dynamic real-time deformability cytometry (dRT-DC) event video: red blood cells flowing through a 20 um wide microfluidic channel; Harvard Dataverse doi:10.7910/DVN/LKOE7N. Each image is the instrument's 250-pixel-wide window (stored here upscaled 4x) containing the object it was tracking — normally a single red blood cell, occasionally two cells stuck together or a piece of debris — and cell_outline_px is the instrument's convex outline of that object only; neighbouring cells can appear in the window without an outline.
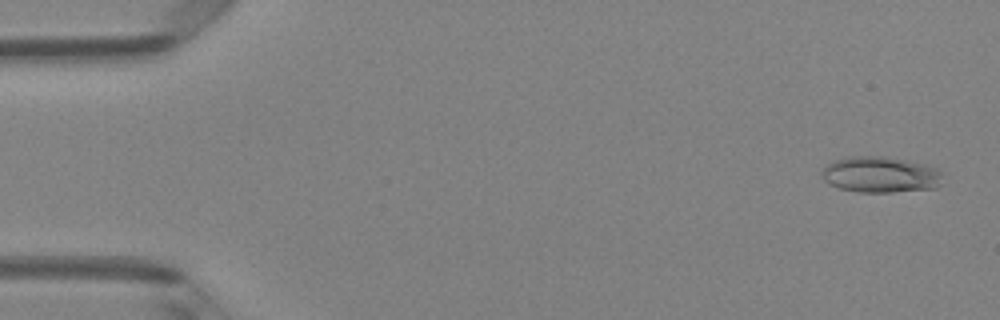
{"species": "Egyptian fruit bat (a non-hibernating species)", "species_latin": "Rousettus aegyptiacus", "temperature_condition": "room temperature", "stored_images_in_passage": 49, "camera_frame_rate_fps": 3000, "um_per_image_px": 0.085, "animal": {"sex": "female"}, "frame": {"image": 1, "passage_image": 2, "time_ms": 0.333, "image_size_px": [1000, 320], "cell_outline_px": [[944, 172], [940, 184], [936, 188], [892, 192], [860, 192], [840, 188], [828, 184], [820, 176], [820, 172], [828, 164], [836, 160], [848, 156], [888, 156], [924, 164], [936, 168]], "centroid_in_image_um": [74.84, 14.84], "position_along_channel_um": 10.2, "area_um2": 25.61}}
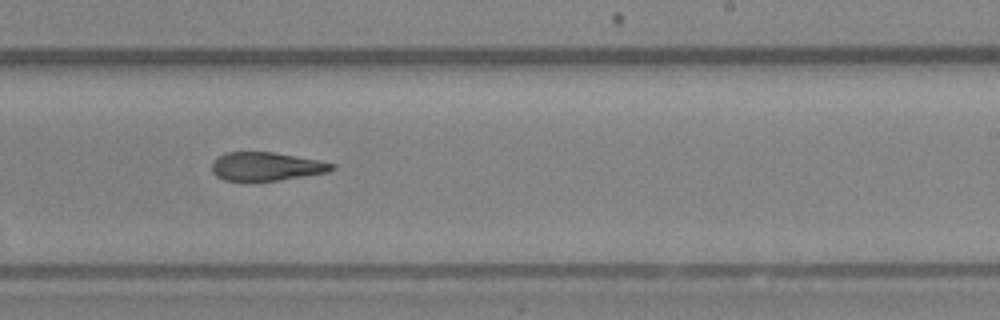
{"frame": {"image": 2, "passage_image": 30, "time_ms": 9.667, "image_size_px": [1000, 320], "cell_outline_px": [[336, 168], [328, 172], [256, 184], [244, 184], [224, 180], [216, 176], [212, 172], [212, 160], [224, 152], [272, 152], [296, 156], [336, 164]], "centroid_in_image_um": [22.55, 14.2], "position_along_channel_um": 266.5, "area_um2": 20.81}}
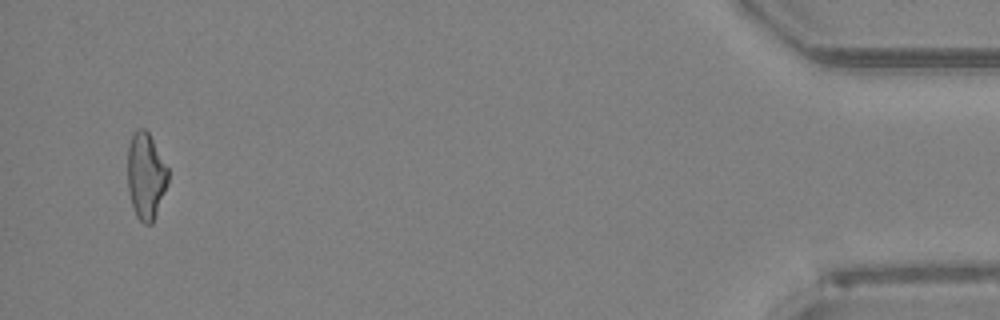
{"frame": {"image": 3, "passage_image": 47, "time_ms": 15.333, "image_size_px": [1000, 320], "cell_outline_px": [[168, 184], [152, 224], [144, 224], [136, 216], [132, 208], [128, 192], [128, 144], [132, 132], [136, 128], [144, 128], [148, 132], [168, 168]], "centroid_in_image_um": [12.38, 14.95], "position_along_channel_um": 422.8, "area_um2": 20.58}, "authors_computed_cell_mechanics": {"area_um2": 21.5594, "velocity_mm_per_s": 4.1714, "shape_relaxation_time_tau1_ms": null, "shape_relaxation_time_tau2_ms": 6.1219, "deformation_change_tau1": null, "deformation_change_tau2": 0.1913}}